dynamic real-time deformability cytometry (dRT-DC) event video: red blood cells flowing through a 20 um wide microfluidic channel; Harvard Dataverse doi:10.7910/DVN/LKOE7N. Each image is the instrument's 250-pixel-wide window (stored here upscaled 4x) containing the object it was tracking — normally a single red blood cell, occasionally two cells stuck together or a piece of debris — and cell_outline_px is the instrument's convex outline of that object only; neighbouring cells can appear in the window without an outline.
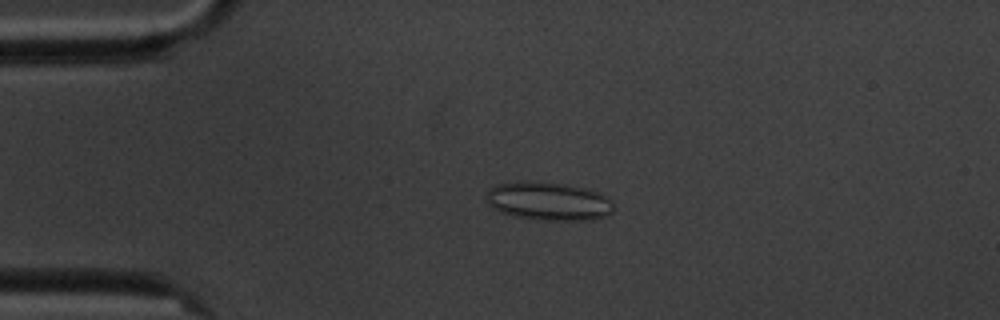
{"species": "common noctule bat (a hibernating species)", "species_latin": "Nyctalus noctula", "temperature_condition": "cold", "stored_images_in_passage": 5, "camera_frame_rate_fps": 3000, "um_per_image_px": 0.085, "animal": {"sex": "male", "body_mass_g": 20.1, "forearm_length_mm": 53.5}, "frame": {"image": 1, "passage_image": 4, "time_ms": 3.333, "image_size_px": [1000, 320], "cell_outline_px": [[612, 212], [608, 216], [592, 220], [544, 220], [516, 216], [500, 212], [492, 208], [488, 204], [488, 192], [496, 184], [540, 180], [564, 184], [584, 188], [600, 192], [612, 200]], "centroid_in_image_um": [46.67, 17.1], "position_along_channel_um": 38.3, "area_um2": 28.5}}